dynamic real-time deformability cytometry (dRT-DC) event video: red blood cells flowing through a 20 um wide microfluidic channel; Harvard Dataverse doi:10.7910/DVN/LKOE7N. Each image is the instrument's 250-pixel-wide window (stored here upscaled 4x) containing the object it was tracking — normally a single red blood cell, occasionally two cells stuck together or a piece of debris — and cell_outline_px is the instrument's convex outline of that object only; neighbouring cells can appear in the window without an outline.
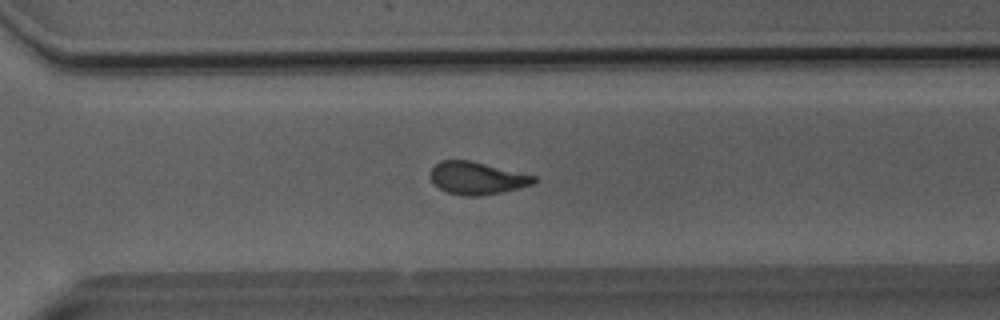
{"species": "Egyptian fruit bat (a non-hibernating species)", "species_latin": "Rousettus aegyptiacus", "temperature_condition": "room temperature", "stored_images_in_passage": 39, "camera_frame_rate_fps": 3000, "um_per_image_px": 0.085, "animal": {"sex": "male"}, "frame": {"image": 1, "passage_image": 24, "time_ms": 7.667, "image_size_px": [1000, 320], "cell_outline_px": [[536, 180], [532, 184], [500, 192], [476, 196], [464, 196], [448, 192], [440, 188], [432, 180], [428, 172], [440, 160], [472, 160], [536, 176]], "centroid_in_image_um": [40.51, 15.12], "position_along_channel_um": 330.1, "area_um2": 19.42}}
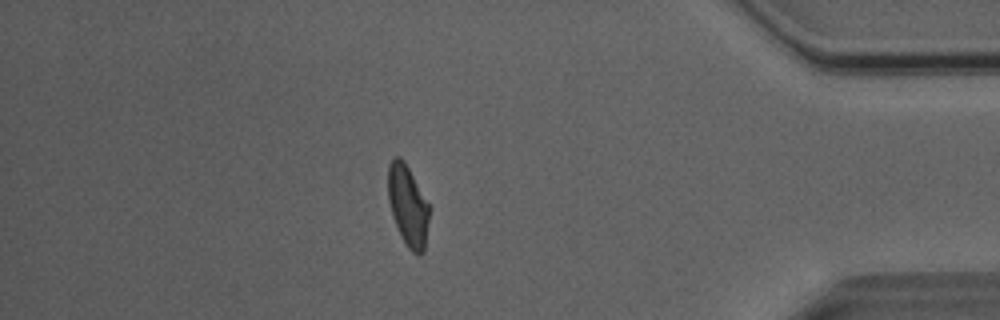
{"frame": {"image": 2, "passage_image": 32, "time_ms": 10.333, "image_size_px": [1000, 320], "cell_outline_px": [[428, 220], [424, 252], [420, 256], [412, 252], [408, 248], [400, 236], [388, 200], [388, 164], [396, 156], [400, 156], [404, 160], [428, 204]], "centroid_in_image_um": [34.65, 17.49], "position_along_channel_um": 400.5, "area_um2": 19.07}}
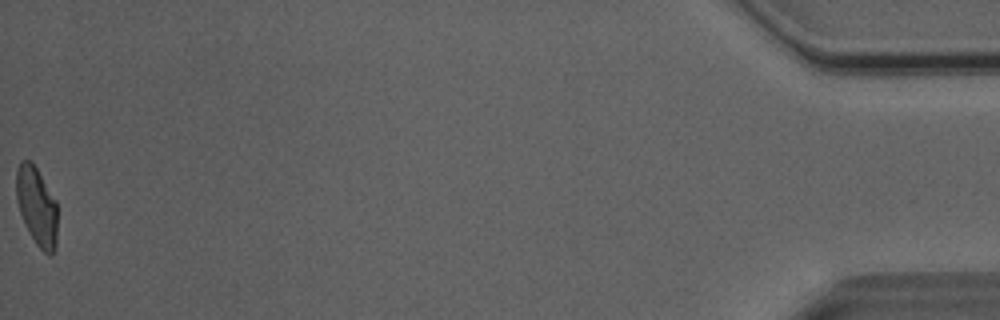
{"frame": {"image": 3, "passage_image": 39, "time_ms": 12.667, "image_size_px": [1000, 320], "cell_outline_px": [[56, 248], [52, 256], [48, 256], [36, 244], [24, 224], [16, 200], [16, 172], [20, 160], [28, 160], [36, 168], [56, 200]], "centroid_in_image_um": [3.11, 17.57], "position_along_channel_um": 432.1, "area_um2": 18.79}, "authors_computed_cell_mechanics": {"area_um2": 19.8832, "velocity_mm_per_s": 4.0421, "shape_relaxation_time_tau1_ms": 9.8356, "shape_relaxation_time_tau2_ms": 1.1728, "deformation_change_tau1": 0.2248, "deformation_change_tau2": 0.0763}}